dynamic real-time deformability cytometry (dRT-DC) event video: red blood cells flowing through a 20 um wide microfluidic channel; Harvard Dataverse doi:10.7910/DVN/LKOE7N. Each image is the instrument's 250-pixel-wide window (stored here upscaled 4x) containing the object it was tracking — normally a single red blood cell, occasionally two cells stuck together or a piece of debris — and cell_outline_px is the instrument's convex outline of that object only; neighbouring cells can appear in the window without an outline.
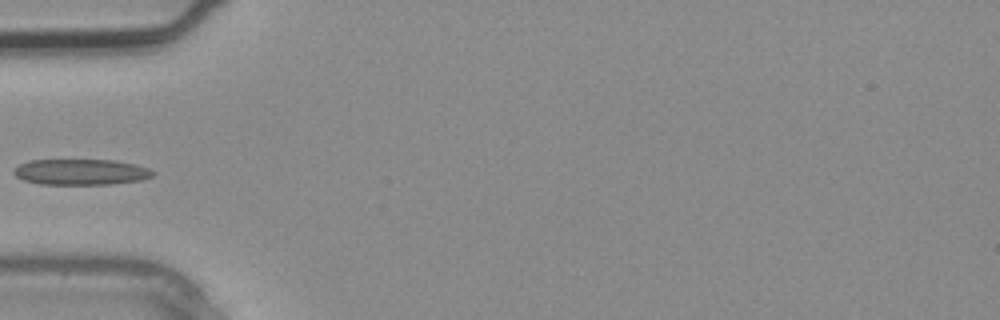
{"species": "common noctule bat (a hibernating species)", "species_latin": "Nyctalus noctula", "temperature_condition": "warm", "stored_images_in_passage": 3, "camera_frame_rate_fps": 3000, "um_per_image_px": 0.085, "animal": {"sex": "male", "body_mass_g": 20.4}, "frame": {"image": 1, "passage_image": 3, "time_ms": 0.667, "image_size_px": [1000, 320], "cell_outline_px": [[156, 172], [152, 176], [140, 180], [112, 184], [40, 184], [24, 180], [16, 176], [12, 172], [12, 168], [28, 160], [116, 160], [148, 168]], "centroid_in_image_um": [6.84, 14.61], "position_along_channel_um": 78.2, "area_um2": 20.92}}